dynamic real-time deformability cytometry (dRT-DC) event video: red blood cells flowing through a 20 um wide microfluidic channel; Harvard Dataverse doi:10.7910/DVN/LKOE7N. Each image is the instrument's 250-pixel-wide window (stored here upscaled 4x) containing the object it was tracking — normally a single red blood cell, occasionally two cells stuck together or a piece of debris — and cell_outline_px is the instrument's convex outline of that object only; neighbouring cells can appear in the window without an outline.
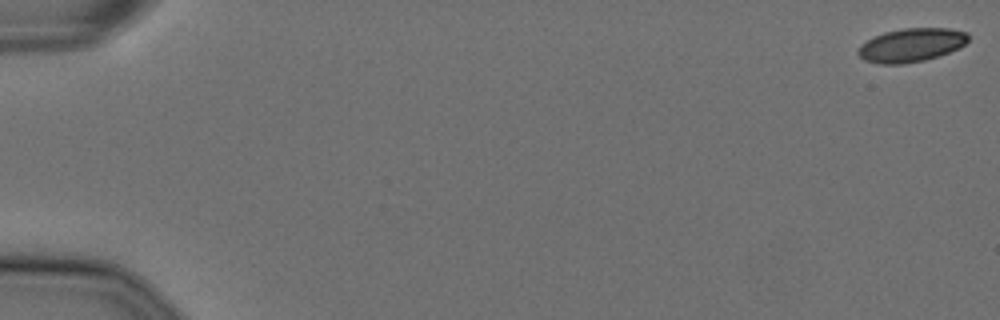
{"species": "Egyptian fruit bat (a non-hibernating species)", "species_latin": "Rousettus aegyptiacus", "temperature_condition": "cold", "stored_images_in_passage": 57, "camera_frame_rate_fps": 3000, "um_per_image_px": 0.085, "animal": {"sex": "female"}, "frame": {"image": 1, "passage_image": 1, "time_ms": 0.0, "image_size_px": [1000, 320], "cell_outline_px": [[968, 40], [960, 48], [924, 60], [904, 64], [880, 64], [864, 60], [856, 52], [860, 44], [884, 32], [904, 28], [948, 28], [968, 32]], "centroid_in_image_um": [77.45, 3.83], "position_along_channel_um": 7.6, "area_um2": 21.5}}
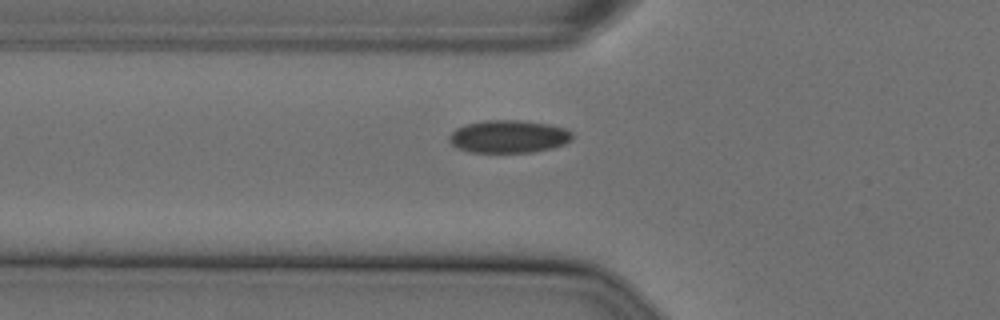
{"frame": {"image": 2, "passage_image": 21, "time_ms": 6.667, "image_size_px": [1000, 320], "cell_outline_px": [[572, 140], [564, 144], [552, 148], [532, 152], [472, 152], [456, 148], [448, 140], [448, 136], [456, 128], [464, 124], [484, 120], [520, 120], [548, 124], [564, 128], [572, 132]], "centroid_in_image_um": [43.21, 11.6], "position_along_channel_um": 82.6, "area_um2": 23.58}}
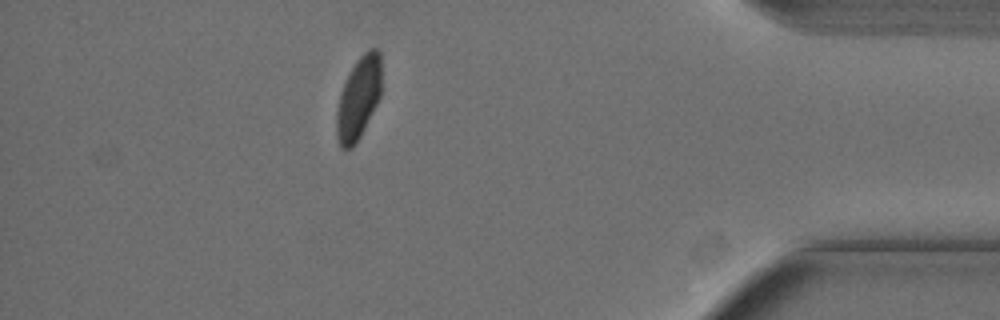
{"frame": {"image": 3, "passage_image": 51, "time_ms": 16.667, "image_size_px": [1000, 320], "cell_outline_px": [[380, 96], [356, 144], [352, 148], [340, 148], [336, 136], [336, 112], [340, 96], [344, 84], [356, 60], [368, 48], [376, 48], [380, 52]], "centroid_in_image_um": [30.46, 8.35], "position_along_channel_um": 404.7, "area_um2": 21.21}, "authors_computed_cell_mechanics": {"area_um2": 22.831, "velocity_mm_per_s": 3.6018, "shape_relaxation_time_tau1_ms": 5.1682, "shape_relaxation_time_tau2_ms": null, "deformation_change_tau1": 0.0973, "deformation_change_tau2": null}}